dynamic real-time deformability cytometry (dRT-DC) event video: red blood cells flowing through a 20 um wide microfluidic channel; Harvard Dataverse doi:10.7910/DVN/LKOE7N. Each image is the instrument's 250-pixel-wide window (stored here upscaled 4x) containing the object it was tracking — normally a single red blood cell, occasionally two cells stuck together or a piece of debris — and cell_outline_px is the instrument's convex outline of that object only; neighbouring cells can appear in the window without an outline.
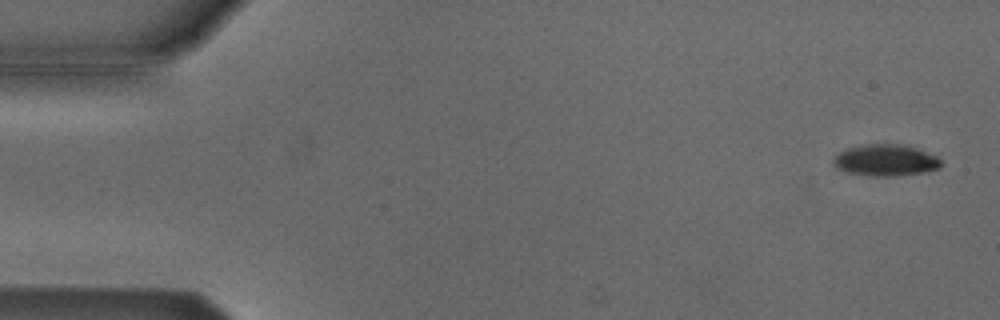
{"species": "Egyptian fruit bat (a non-hibernating species)", "species_latin": "Rousettus aegyptiacus", "temperature_condition": "cold", "stored_images_in_passage": 8, "camera_frame_rate_fps": 3000, "um_per_image_px": 0.085, "animal": {"sex": "male"}, "frame": {"image": 1, "passage_image": 1, "time_ms": 0.0, "image_size_px": [1000, 320], "cell_outline_px": [[940, 168], [924, 172], [896, 176], [872, 176], [848, 172], [836, 168], [832, 160], [840, 152], [848, 148], [868, 144], [896, 144], [916, 148], [936, 156], [940, 160]], "centroid_in_image_um": [75.27, 13.63], "position_along_channel_um": 9.7, "area_um2": 19.48}}
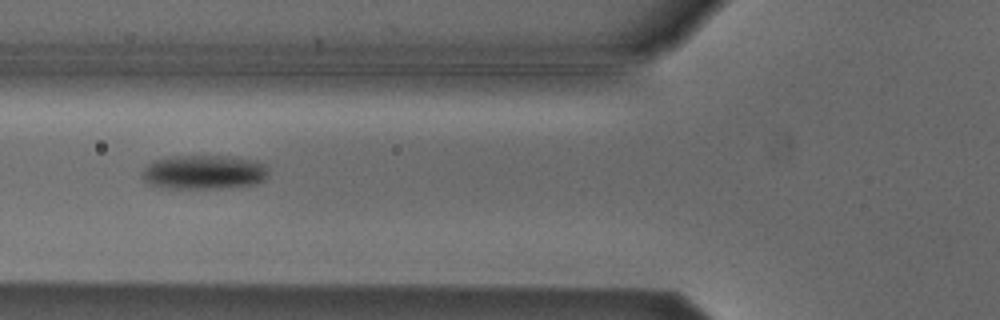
{"frame": {"image": 2, "passage_image": 6, "time_ms": 1.667, "image_size_px": [1000, 320], "cell_outline_px": [[268, 176], [264, 180], [256, 184], [220, 188], [172, 188], [148, 184], [140, 176], [144, 168], [148, 164], [156, 160], [172, 156], [236, 156], [256, 160], [264, 164], [268, 172]], "centroid_in_image_um": [17.36, 14.62], "position_along_channel_um": 108.4, "area_um2": 25.32}}
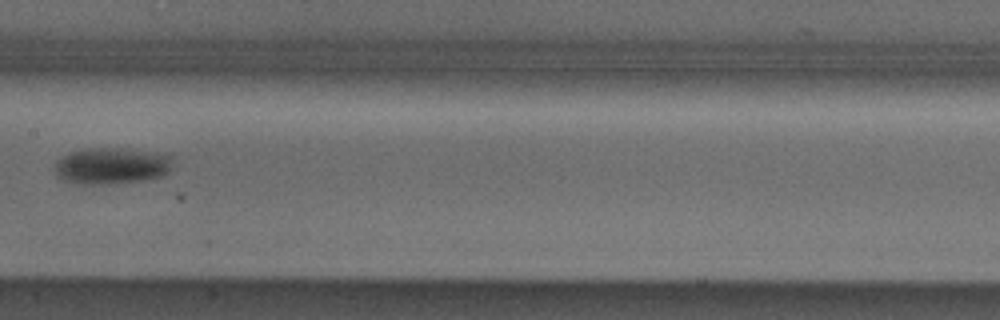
{"frame": {"image": 3, "passage_image": 8, "time_ms": 2.333, "image_size_px": [1000, 320], "cell_outline_px": [[172, 156], [168, 172], [164, 176], [144, 180], [108, 184], [76, 184], [64, 180], [56, 176], [56, 160], [72, 152], [88, 148], [124, 148], [172, 152]], "centroid_in_image_um": [9.56, 14.08], "position_along_channel_um": 197.8, "area_um2": 25.55}}